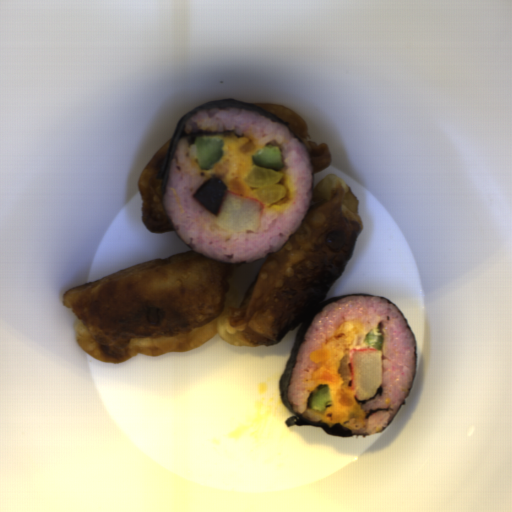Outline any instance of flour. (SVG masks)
I'll return each instance as SVG.
<instances>
[{"label": "flour", "instance_id": "2", "mask_svg": "<svg viewBox=\"0 0 512 512\" xmlns=\"http://www.w3.org/2000/svg\"><path fill=\"white\" fill-rule=\"evenodd\" d=\"M173 137L152 156L141 169L138 177V192L141 198L140 219L151 233L177 232L164 206L162 181L170 143Z\"/></svg>", "mask_w": 512, "mask_h": 512}, {"label": "flour", "instance_id": "3", "mask_svg": "<svg viewBox=\"0 0 512 512\" xmlns=\"http://www.w3.org/2000/svg\"><path fill=\"white\" fill-rule=\"evenodd\" d=\"M249 104L266 110L287 122L296 136L303 143L309 155L312 175L332 164L333 154L331 149L325 143H315L311 139L309 129L302 116L281 105L267 103Z\"/></svg>", "mask_w": 512, "mask_h": 512}, {"label": "flour", "instance_id": "1", "mask_svg": "<svg viewBox=\"0 0 512 512\" xmlns=\"http://www.w3.org/2000/svg\"><path fill=\"white\" fill-rule=\"evenodd\" d=\"M363 227L352 189L328 173L312 186L296 230L279 250L262 257L236 307L226 305L225 293L237 263L192 248L68 289L62 305L73 311L79 348L101 362L186 353L217 336L267 347L327 300Z\"/></svg>", "mask_w": 512, "mask_h": 512}]
</instances>
